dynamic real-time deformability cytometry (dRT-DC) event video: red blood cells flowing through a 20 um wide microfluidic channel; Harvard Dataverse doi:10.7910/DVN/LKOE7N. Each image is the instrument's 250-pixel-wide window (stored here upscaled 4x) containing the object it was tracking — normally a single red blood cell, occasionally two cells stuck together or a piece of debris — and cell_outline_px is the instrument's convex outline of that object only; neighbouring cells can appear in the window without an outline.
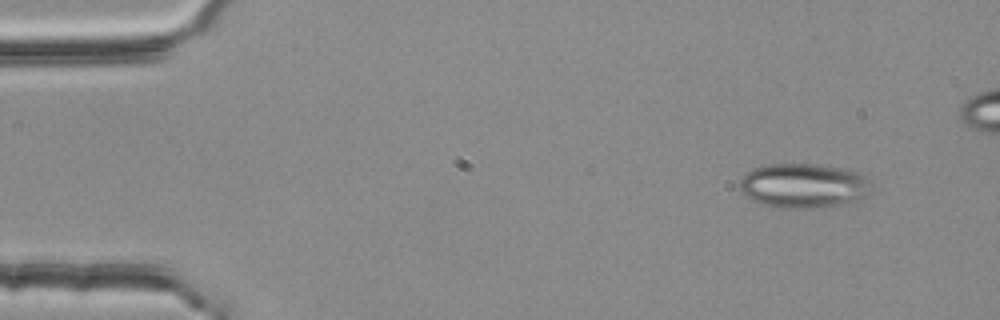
{"species": "common noctule bat (a hibernating species)", "species_latin": "Nyctalus noctula", "temperature_condition": "room temperature", "stored_images_in_passage": 4, "camera_frame_rate_fps": 3000, "um_per_image_px": 0.085, "animal": {"sex": "female", "body_mass_g": 25.1}, "frame": {"image": 1, "passage_image": 1, "time_ms": 0.0, "image_size_px": [1000, 320], "cell_outline_px": [[868, 196], [836, 204], [816, 208], [776, 208], [752, 200], [744, 196], [740, 192], [740, 180], [752, 168], [772, 164], [808, 164], [840, 168], [856, 172], [868, 180]], "centroid_in_image_um": [68.21, 15.79], "position_along_channel_um": 16.8, "area_um2": 33.52}}